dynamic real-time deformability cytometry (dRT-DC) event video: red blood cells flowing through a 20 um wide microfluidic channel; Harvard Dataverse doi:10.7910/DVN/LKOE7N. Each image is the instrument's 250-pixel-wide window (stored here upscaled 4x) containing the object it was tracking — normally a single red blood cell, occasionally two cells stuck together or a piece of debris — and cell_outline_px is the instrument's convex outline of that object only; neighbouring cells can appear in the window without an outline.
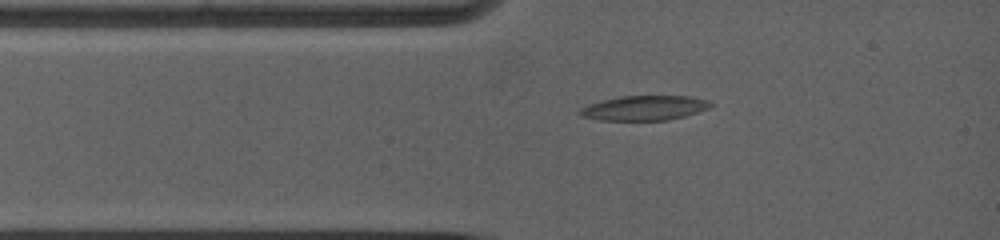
{"species": "common noctule bat (a hibernating species)", "species_latin": "Nyctalus noctula", "temperature_condition": "warm", "stored_images_in_passage": 16, "camera_frame_rate_fps": 5000, "um_per_image_px": 0.085, "animal": {"sex": "female", "body_mass_g": 19.0, "forearm_length_mm": 53.3}, "frame": {"image": 1, "passage_image": 2, "time_ms": 1.2, "image_size_px": [1000, 240], "cell_outline_px": [[712, 104], [708, 108], [684, 116], [668, 120], [604, 120], [584, 116], [580, 112], [584, 108], [592, 104], [604, 100], [624, 96], [688, 96], [704, 100]], "centroid_in_image_um": [54.83, 9.18], "position_along_channel_um": 30.2, "area_um2": 18.03}}
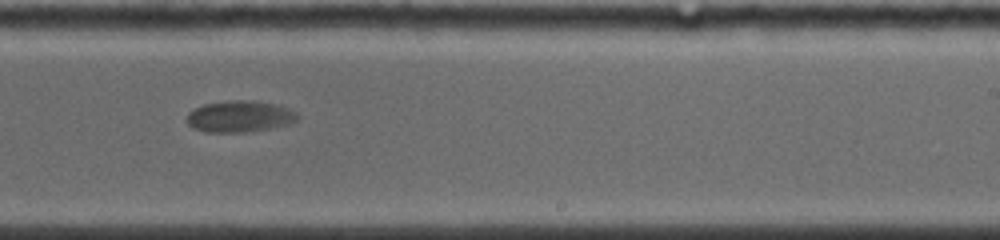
{"frame": {"image": 2, "passage_image": 8, "time_ms": 7.8, "image_size_px": [1000, 240], "cell_outline_px": [[296, 120], [284, 124], [264, 128], [236, 132], [212, 132], [196, 128], [188, 124], [188, 112], [204, 104], [228, 100], [256, 100], [276, 104], [288, 108], [296, 112]], "centroid_in_image_um": [20.34, 9.85], "position_along_channel_um": 268.7, "area_um2": 19.59}}
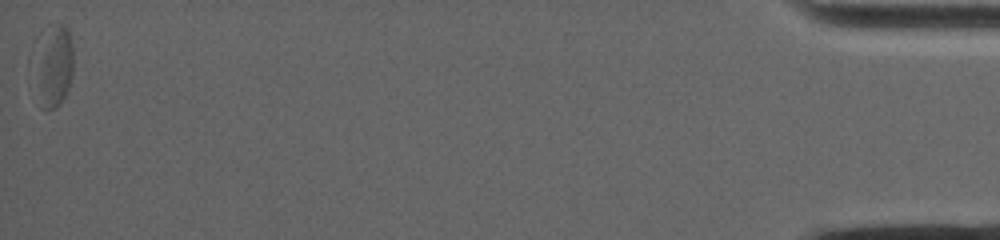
{"frame": {"image": 3, "passage_image": 16, "time_ms": 16.6, "image_size_px": [1000, 240], "cell_outline_px": [[72, 72], [68, 88], [60, 104], [56, 108], [40, 108], [28, 64], [28, 56], [32, 44], [36, 36], [40, 32], [56, 24], [60, 24], [68, 32], [72, 44]], "centroid_in_image_um": [4.35, 5.56], "position_along_channel_um": 430.9, "area_um2": 20.63}, "authors_computed_cell_mechanics": {"area_um2": 19.941, "velocity_mm_per_s": 3.7128, "shape_relaxation_time_tau1_ms": 4.9771, "shape_relaxation_time_tau2_ms": null, "deformation_change_tau1": 0.1159, "deformation_change_tau2": null}}